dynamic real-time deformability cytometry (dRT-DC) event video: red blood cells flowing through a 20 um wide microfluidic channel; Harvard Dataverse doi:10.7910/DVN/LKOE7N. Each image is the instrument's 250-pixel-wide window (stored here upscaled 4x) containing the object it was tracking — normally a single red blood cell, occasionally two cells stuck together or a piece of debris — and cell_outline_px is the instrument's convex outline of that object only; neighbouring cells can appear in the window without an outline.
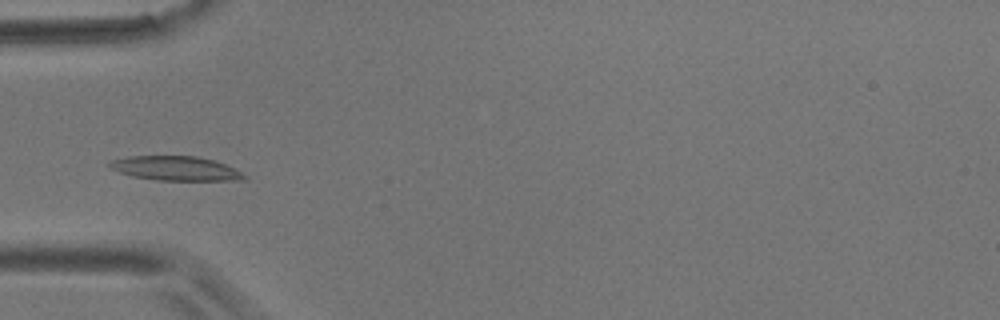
{"species": "common noctule bat (a hibernating species)", "species_latin": "Nyctalus noctula", "temperature_condition": "room temperature", "stored_images_in_passage": 6, "camera_frame_rate_fps": 3000, "um_per_image_px": 0.085, "animal": {"sex": "male", "body_mass_g": 17.9}, "frame": {"image": 1, "passage_image": 3, "time_ms": 2.0, "image_size_px": [1000, 320], "cell_outline_px": [[248, 176], [244, 180], [156, 180], [132, 176], [108, 168], [108, 164], [112, 160], [132, 156], [196, 156], [216, 160]], "centroid_in_image_um": [14.92, 14.31], "position_along_channel_um": 70.1, "area_um2": 18.96}}
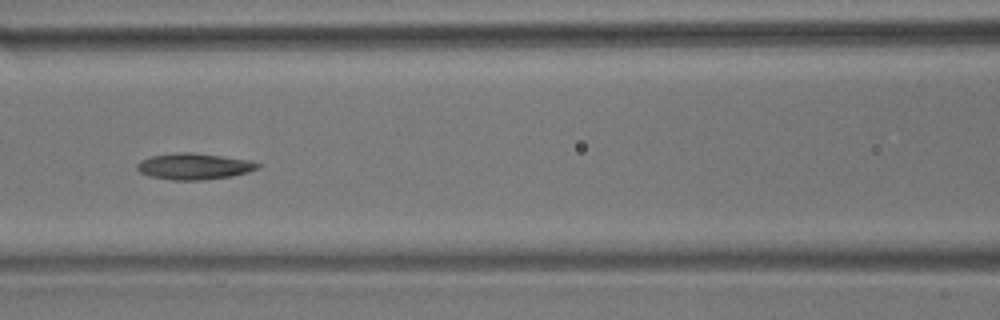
{"frame": {"image": 2, "passage_image": 5, "time_ms": 4.333, "image_size_px": [1000, 320], "cell_outline_px": [[260, 168], [248, 172], [232, 176], [204, 180], [172, 180], [148, 176], [140, 172], [136, 168], [136, 164], [140, 160], [152, 156], [180, 152], [192, 152], [252, 160], [260, 164]], "centroid_in_image_um": [16.51, 14.14], "position_along_channel_um": 150.1, "area_um2": 18.61}}
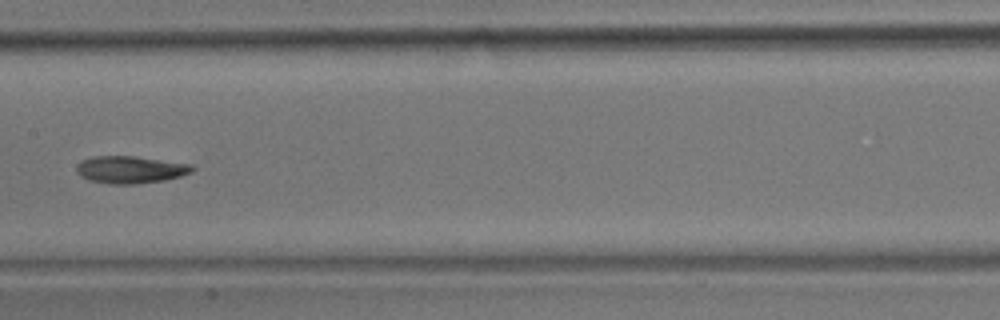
{"frame": {"image": 3, "passage_image": 6, "time_ms": 5.667, "image_size_px": [1000, 320], "cell_outline_px": [[196, 168], [192, 172], [180, 176], [164, 180], [136, 184], [108, 184], [88, 180], [80, 176], [76, 172], [76, 168], [84, 160], [92, 156], [136, 156], [192, 164]], "centroid_in_image_um": [11.11, 14.42], "position_along_channel_um": 196.3, "area_um2": 18.5}}